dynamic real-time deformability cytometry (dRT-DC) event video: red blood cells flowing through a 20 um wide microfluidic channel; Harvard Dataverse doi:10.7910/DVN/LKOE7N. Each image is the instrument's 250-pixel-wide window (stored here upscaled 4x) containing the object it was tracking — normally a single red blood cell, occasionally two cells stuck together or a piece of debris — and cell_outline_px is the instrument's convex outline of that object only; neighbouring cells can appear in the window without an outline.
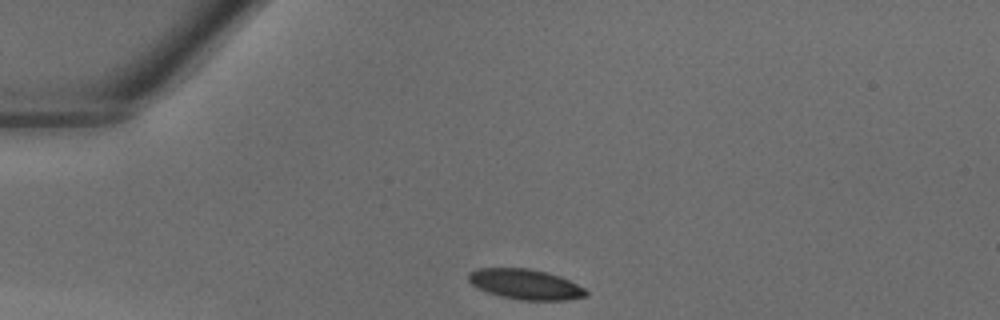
{"species": "common noctule bat (a hibernating species)", "species_latin": "Nyctalus noctula", "temperature_condition": "warm", "stored_images_in_passage": 32, "camera_frame_rate_fps": 3000, "um_per_image_px": 0.085, "animal": {"sex": "male", "body_mass_g": 18.8}, "frame": {"image": 1, "passage_image": 1, "time_ms": 0.0, "image_size_px": [1000, 320], "cell_outline_px": [[588, 296], [564, 300], [520, 300], [500, 296], [488, 292], [472, 284], [468, 280], [468, 272], [476, 268], [528, 268], [548, 272], [560, 276], [584, 288], [588, 292]], "centroid_in_image_um": [44.65, 24.15], "position_along_channel_um": 40.3, "area_um2": 20.69}}
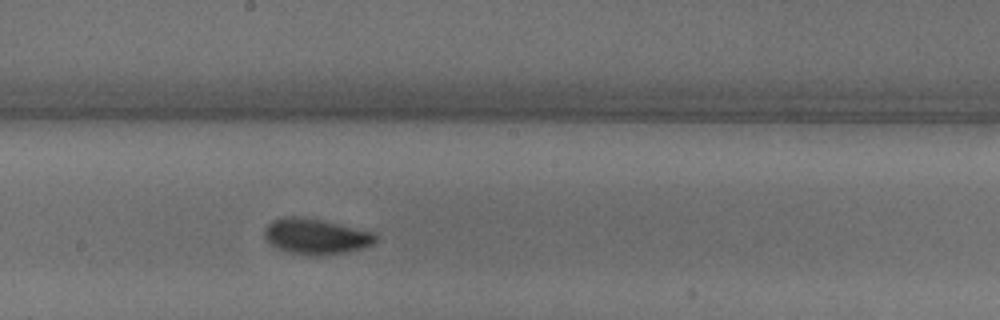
{"frame": {"image": 2, "passage_image": 14, "time_ms": 4.333, "image_size_px": [1000, 320], "cell_outline_px": [[376, 240], [372, 244], [360, 248], [344, 252], [312, 256], [304, 256], [288, 252], [276, 248], [264, 236], [264, 228], [272, 220], [284, 216], [296, 216], [320, 220], [376, 232]], "centroid_in_image_um": [26.81, 20.09], "position_along_channel_um": 221.4, "area_um2": 22.95}}
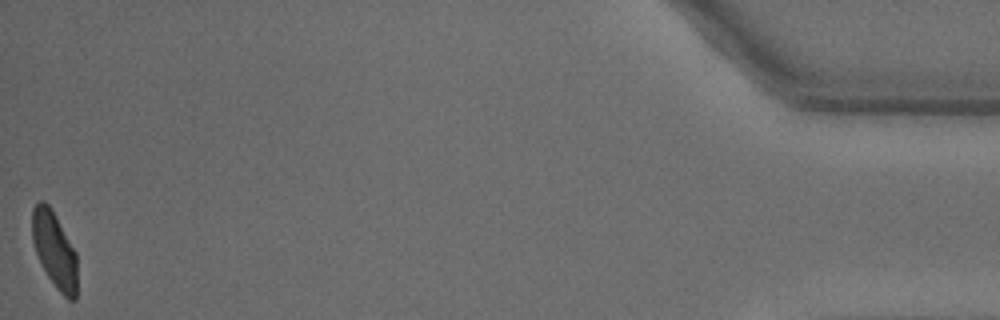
{"frame": {"image": 3, "passage_image": 32, "time_ms": 10.333, "image_size_px": [1000, 320], "cell_outline_px": [[76, 300], [68, 300], [56, 288], [48, 276], [36, 252], [32, 240], [32, 208], [36, 200], [44, 200], [48, 204], [56, 216], [76, 252]], "centroid_in_image_um": [4.62, 21.2], "position_along_channel_um": 430.6, "area_um2": 19.88}}